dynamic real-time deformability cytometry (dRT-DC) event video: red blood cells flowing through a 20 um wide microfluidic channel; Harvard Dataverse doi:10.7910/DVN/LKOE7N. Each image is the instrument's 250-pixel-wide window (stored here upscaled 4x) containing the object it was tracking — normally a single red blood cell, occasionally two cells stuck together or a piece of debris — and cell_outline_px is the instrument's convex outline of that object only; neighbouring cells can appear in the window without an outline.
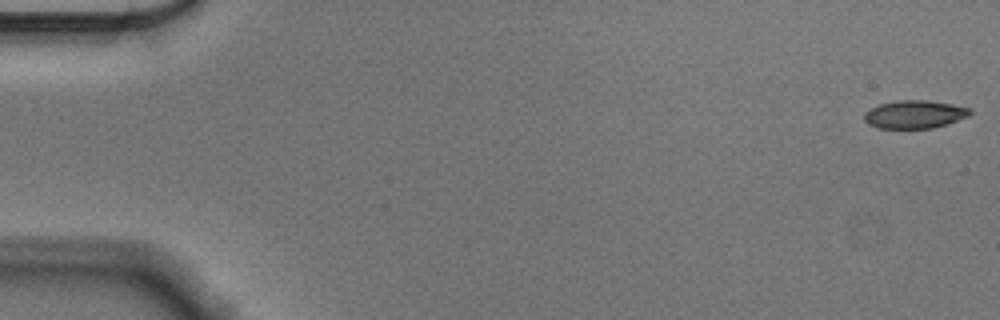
{"species": "Egyptian fruit bat (a non-hibernating species)", "species_latin": "Rousettus aegyptiacus", "temperature_condition": "cold", "stored_images_in_passage": 56, "camera_frame_rate_fps": 3000, "um_per_image_px": 0.085, "animal": {"sex": "male"}, "frame": {"image": 1, "passage_image": 1, "time_ms": 0.0, "image_size_px": [1000, 320], "cell_outline_px": [[972, 112], [968, 116], [932, 128], [876, 128], [868, 124], [864, 120], [864, 112], [880, 104], [896, 100], [928, 100], [952, 104], [968, 108]], "centroid_in_image_um": [77.69, 9.71], "position_along_channel_um": 7.3, "area_um2": 17.11}}
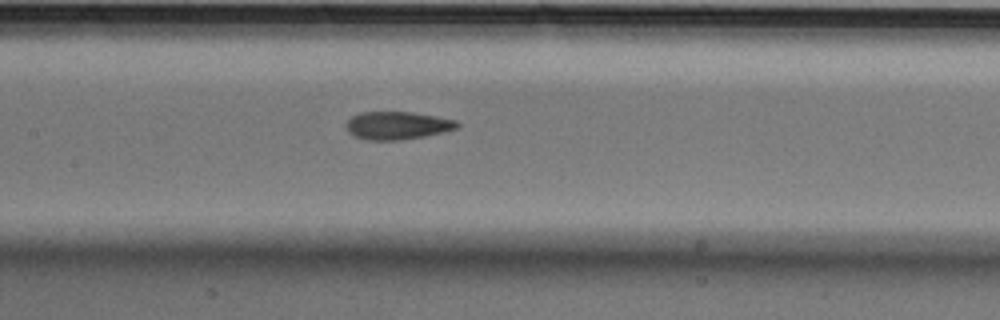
{"frame": {"image": 2, "passage_image": 27, "time_ms": 8.667, "image_size_px": [1000, 320], "cell_outline_px": [[460, 128], [424, 136], [400, 140], [368, 140], [352, 136], [348, 132], [348, 120], [352, 116], [360, 112], [412, 112], [436, 116], [456, 120], [460, 124]], "centroid_in_image_um": [33.8, 10.66], "position_along_channel_um": 173.6, "area_um2": 18.03}}
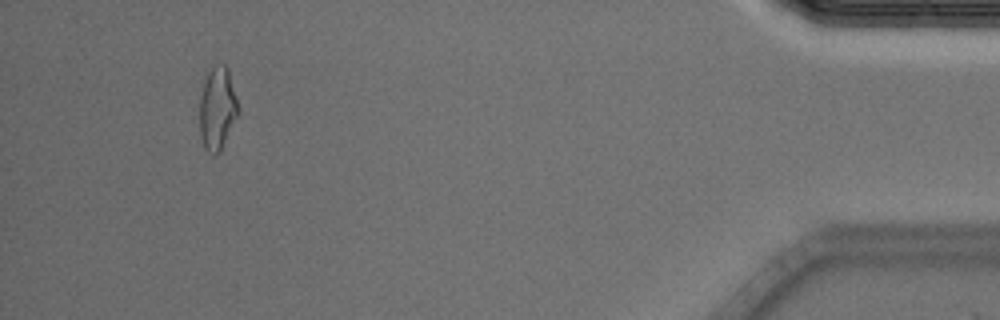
{"frame": {"image": 3, "passage_image": 53, "time_ms": 17.333, "image_size_px": [1000, 320], "cell_outline_px": [[240, 112], [220, 152], [216, 156], [212, 156], [204, 148], [200, 136], [200, 96], [204, 68], [216, 64], [224, 64], [228, 68]], "centroid_in_image_um": [18.45, 9.17], "position_along_channel_um": 416.8, "area_um2": 19.42}, "authors_computed_cell_mechanics": {"area_um2": 18.3804, "velocity_mm_per_s": 3.5702, "shape_relaxation_time_tau1_ms": 5.7302, "shape_relaxation_time_tau2_ms": 2.2198, "deformation_change_tau1": 0.171, "deformation_change_tau2": 0.0942}}